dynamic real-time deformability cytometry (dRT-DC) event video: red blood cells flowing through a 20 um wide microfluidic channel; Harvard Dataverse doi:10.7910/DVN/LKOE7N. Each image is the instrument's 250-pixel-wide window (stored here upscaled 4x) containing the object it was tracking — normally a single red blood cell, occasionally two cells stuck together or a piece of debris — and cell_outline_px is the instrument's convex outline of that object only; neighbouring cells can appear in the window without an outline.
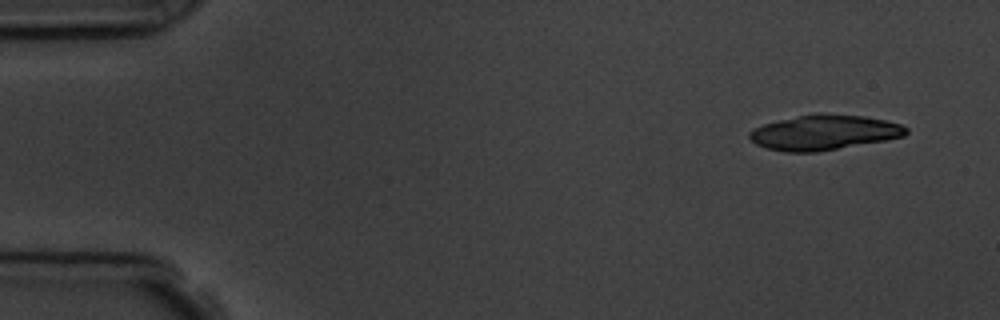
{"species": "common noctule bat (a hibernating species)", "species_latin": "Nyctalus noctula", "temperature_condition": "room temperature", "stored_images_in_passage": 5, "camera_frame_rate_fps": 3000, "um_per_image_px": 0.085, "animal": {"sex": "male", "body_mass_g": 19.5, "forearm_length_mm": 54.6}, "frame": {"image": 1, "passage_image": 1, "time_ms": 0.0, "image_size_px": [1000, 320], "cell_outline_px": [[908, 132], [904, 136], [884, 140], [816, 152], [784, 152], [768, 148], [756, 144], [748, 136], [748, 132], [764, 124], [780, 120], [820, 112], [824, 112], [864, 116], [884, 120], [900, 124], [908, 128]], "centroid_in_image_um": [70.05, 11.25], "position_along_channel_um": 15.0, "area_um2": 31.73}}